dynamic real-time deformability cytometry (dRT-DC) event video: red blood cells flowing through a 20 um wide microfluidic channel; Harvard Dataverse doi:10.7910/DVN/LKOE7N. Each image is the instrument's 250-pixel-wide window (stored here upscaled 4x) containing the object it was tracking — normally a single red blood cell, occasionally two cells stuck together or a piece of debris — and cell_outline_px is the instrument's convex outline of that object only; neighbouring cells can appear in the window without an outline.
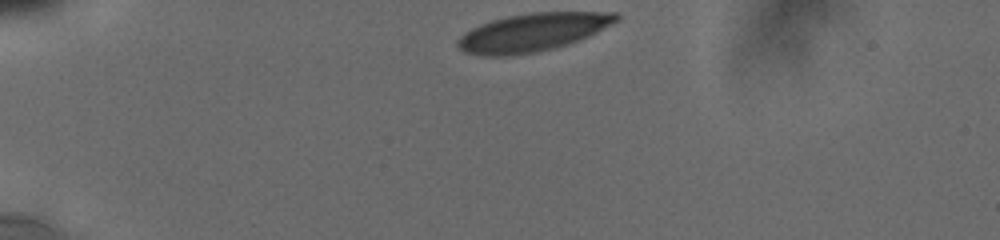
{"species": "human", "species_latin": "Homo sapiens", "temperature_condition": "cold", "stored_images_in_passage": 31, "camera_frame_rate_fps": 3000, "um_per_image_px": 0.085, "donor": {"sex": "male"}, "frame": {"image": 1, "passage_image": 1, "time_ms": 0.0, "image_size_px": [1000, 240], "cell_outline_px": [[620, 20], [580, 40], [556, 48], [536, 52], [512, 56], [480, 56], [464, 52], [456, 44], [456, 40], [464, 32], [480, 24], [492, 20], [508, 16], [532, 12], [616, 12], [620, 16]], "centroid_in_image_um": [45.26, 2.75], "position_along_channel_um": 39.7, "area_um2": 35.43}}
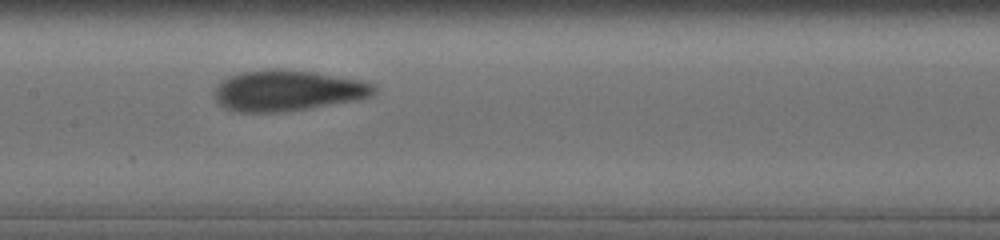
{"frame": {"image": 2, "passage_image": 20, "time_ms": 5.333, "image_size_px": [1000, 240], "cell_outline_px": [[376, 92], [372, 96], [352, 100], [304, 108], [276, 112], [240, 112], [224, 108], [216, 100], [216, 88], [228, 76], [244, 72], [276, 68], [312, 72], [364, 80], [376, 84]], "centroid_in_image_um": [24.47, 7.68], "position_along_channel_um": 182.9, "area_um2": 37.34}}
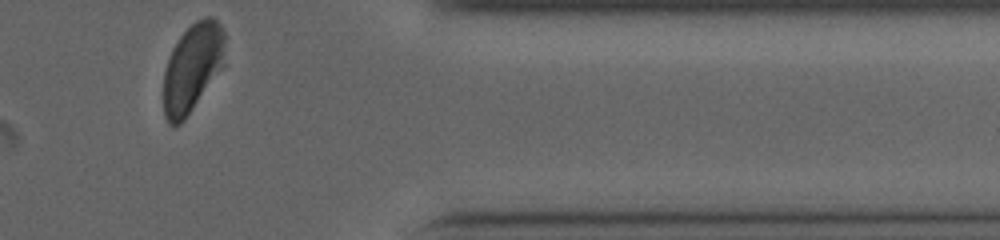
{"frame": {"image": 3, "passage_image": 31, "time_ms": 11.333, "image_size_px": [1000, 240], "cell_outline_px": [[228, 64], [184, 120], [180, 124], [168, 124], [164, 116], [164, 72], [172, 48], [180, 36], [196, 20], [204, 16], [212, 16], [220, 24], [224, 32]], "centroid_in_image_um": [16.43, 5.74], "position_along_channel_um": 395.0, "area_um2": 32.54}, "authors_computed_cell_mechanics": {"area_um2": 36.7608, "velocity_mm_per_s": 3.7682, "shape_relaxation_time_tau1_ms": 7.5937, "shape_relaxation_time_tau2_ms": 0.7005, "deformation_change_tau1": 0.2074, "deformation_change_tau2": 0.0656}}